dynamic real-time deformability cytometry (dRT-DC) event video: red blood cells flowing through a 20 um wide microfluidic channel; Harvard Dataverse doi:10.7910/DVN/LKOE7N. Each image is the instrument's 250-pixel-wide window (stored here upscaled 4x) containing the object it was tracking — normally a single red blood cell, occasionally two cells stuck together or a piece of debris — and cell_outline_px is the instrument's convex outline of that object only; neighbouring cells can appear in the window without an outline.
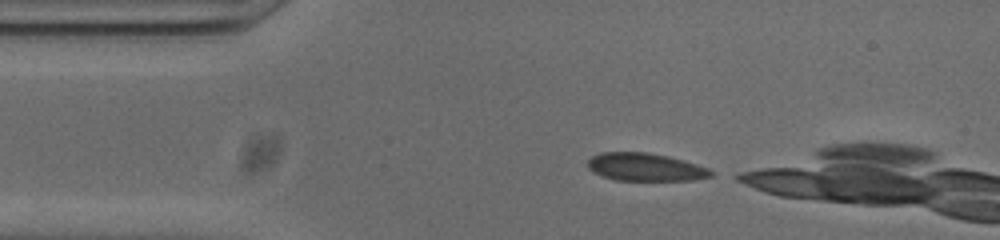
{"species": "common noctule bat (a hibernating species)", "species_latin": "Nyctalus noctula", "temperature_condition": "cold", "stored_images_in_passage": 9, "camera_frame_rate_fps": 3000, "um_per_image_px": 0.085, "animal": {"sex": "male", "body_mass_g": 20.0, "forearm_length_mm": 53.3}, "frame": {"image": 1, "passage_image": 1, "time_ms": 0.0, "image_size_px": [1000, 240], "cell_outline_px": [[712, 176], [692, 180], [616, 180], [600, 176], [592, 172], [588, 168], [588, 160], [592, 156], [600, 152], [644, 152], [668, 156], [696, 164], [708, 168], [712, 172]], "centroid_in_image_um": [54.8, 14.2], "position_along_channel_um": 30.2, "area_um2": 19.94}}